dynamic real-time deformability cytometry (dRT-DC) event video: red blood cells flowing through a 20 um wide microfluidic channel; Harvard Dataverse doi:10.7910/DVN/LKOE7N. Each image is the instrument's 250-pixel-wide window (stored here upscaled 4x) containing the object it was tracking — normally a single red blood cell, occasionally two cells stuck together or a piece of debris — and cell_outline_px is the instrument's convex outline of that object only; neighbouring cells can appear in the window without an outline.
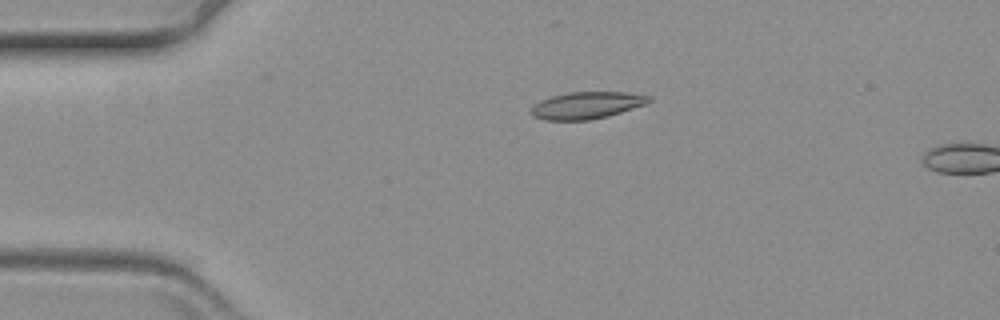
{"species": "common noctule bat (a hibernating species)", "species_latin": "Nyctalus noctula", "temperature_condition": "warm", "stored_images_in_passage": 16, "camera_frame_rate_fps": 3000, "um_per_image_px": 0.085, "animal": {"sex": "female", "body_mass_g": 19.3, "forearm_length_mm": 54.1}, "frame": {"image": 1, "passage_image": 14, "time_ms": 4.333, "image_size_px": [1000, 320], "cell_outline_px": [[652, 100], [648, 104], [608, 116], [588, 120], [544, 120], [532, 116], [528, 112], [540, 100], [552, 96], [572, 92], [624, 92], [652, 96]], "centroid_in_image_um": [49.89, 8.95], "position_along_channel_um": 35.1, "area_um2": 18.61}}